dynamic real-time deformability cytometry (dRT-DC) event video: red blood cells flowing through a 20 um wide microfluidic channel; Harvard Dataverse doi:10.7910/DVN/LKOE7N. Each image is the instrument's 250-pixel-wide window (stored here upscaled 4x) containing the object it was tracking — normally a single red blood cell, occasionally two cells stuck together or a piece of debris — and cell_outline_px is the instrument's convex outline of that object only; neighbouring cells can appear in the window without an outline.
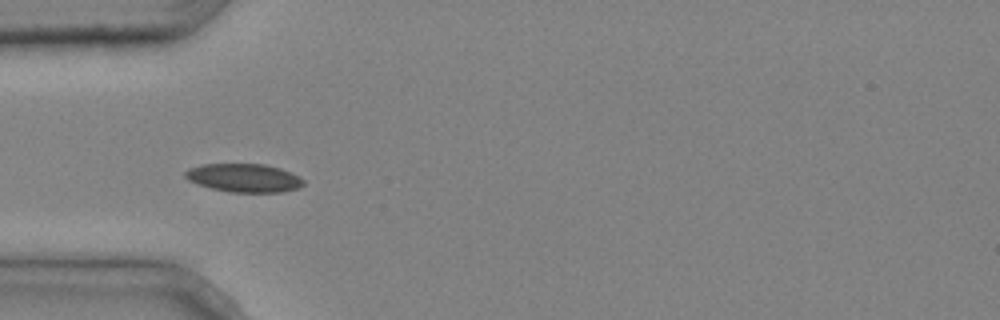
{"species": "common noctule bat (a hibernating species)", "species_latin": "Nyctalus noctula", "temperature_condition": "cold", "stored_images_in_passage": 5, "camera_frame_rate_fps": 3000, "um_per_image_px": 0.085, "animal": {"sex": "male", "body_mass_g": 20.4}, "frame": {"image": 1, "passage_image": 3, "time_ms": 0.667, "image_size_px": [1000, 320], "cell_outline_px": [[304, 184], [296, 188], [280, 192], [228, 192], [212, 188], [188, 180], [184, 176], [184, 172], [188, 168], [200, 164], [264, 164], [280, 168], [304, 180]], "centroid_in_image_um": [20.69, 15.11], "position_along_channel_um": 64.3, "area_um2": 19.36}}